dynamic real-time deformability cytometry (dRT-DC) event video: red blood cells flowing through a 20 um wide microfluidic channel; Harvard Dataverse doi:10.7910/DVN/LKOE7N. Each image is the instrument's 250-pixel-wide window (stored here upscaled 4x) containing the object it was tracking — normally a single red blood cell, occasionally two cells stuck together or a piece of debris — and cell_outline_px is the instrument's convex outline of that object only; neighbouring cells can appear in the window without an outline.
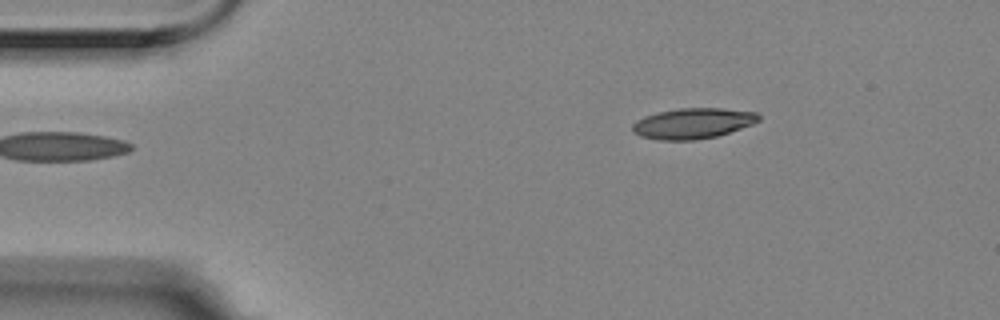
{"species": "Egyptian fruit bat (a non-hibernating species)", "species_latin": "Rousettus aegyptiacus", "temperature_condition": "room temperature", "stored_images_in_passage": 3, "camera_frame_rate_fps": 3000, "um_per_image_px": 0.085, "animal": {"sex": "female"}, "frame": {"image": 1, "passage_image": 3, "time_ms": 0.667, "image_size_px": [1000, 320], "cell_outline_px": [[760, 120], [752, 124], [716, 136], [696, 140], [656, 140], [640, 136], [632, 132], [632, 124], [636, 120], [644, 116], [660, 112], [680, 108], [720, 108], [756, 112], [760, 116]], "centroid_in_image_um": [58.86, 10.49], "position_along_channel_um": 26.1, "area_um2": 22.43}}